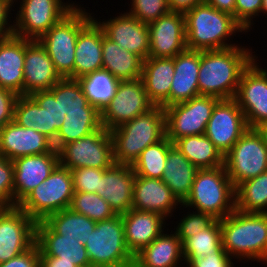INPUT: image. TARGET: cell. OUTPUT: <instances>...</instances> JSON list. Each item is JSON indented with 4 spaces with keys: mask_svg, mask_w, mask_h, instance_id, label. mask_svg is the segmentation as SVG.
Segmentation results:
<instances>
[{
    "mask_svg": "<svg viewBox=\"0 0 267 267\" xmlns=\"http://www.w3.org/2000/svg\"><path fill=\"white\" fill-rule=\"evenodd\" d=\"M252 48L237 46L200 51L199 95L219 99L235 97L243 71L253 61Z\"/></svg>",
    "mask_w": 267,
    "mask_h": 267,
    "instance_id": "cell-1",
    "label": "cell"
},
{
    "mask_svg": "<svg viewBox=\"0 0 267 267\" xmlns=\"http://www.w3.org/2000/svg\"><path fill=\"white\" fill-rule=\"evenodd\" d=\"M222 247L237 261L267 265V213H244L235 209L220 219Z\"/></svg>",
    "mask_w": 267,
    "mask_h": 267,
    "instance_id": "cell-2",
    "label": "cell"
},
{
    "mask_svg": "<svg viewBox=\"0 0 267 267\" xmlns=\"http://www.w3.org/2000/svg\"><path fill=\"white\" fill-rule=\"evenodd\" d=\"M184 16L186 46L190 50L207 51L234 47L237 46L236 43L229 40L236 34H246L232 14L219 11L205 2L197 4Z\"/></svg>",
    "mask_w": 267,
    "mask_h": 267,
    "instance_id": "cell-3",
    "label": "cell"
},
{
    "mask_svg": "<svg viewBox=\"0 0 267 267\" xmlns=\"http://www.w3.org/2000/svg\"><path fill=\"white\" fill-rule=\"evenodd\" d=\"M110 135L114 163L132 166L146 147L166 136L164 108L154 106L148 112L110 130Z\"/></svg>",
    "mask_w": 267,
    "mask_h": 267,
    "instance_id": "cell-4",
    "label": "cell"
},
{
    "mask_svg": "<svg viewBox=\"0 0 267 267\" xmlns=\"http://www.w3.org/2000/svg\"><path fill=\"white\" fill-rule=\"evenodd\" d=\"M182 209L211 214L215 219H223L235 208V187L225 166L199 169L192 184L190 195L182 203Z\"/></svg>",
    "mask_w": 267,
    "mask_h": 267,
    "instance_id": "cell-5",
    "label": "cell"
},
{
    "mask_svg": "<svg viewBox=\"0 0 267 267\" xmlns=\"http://www.w3.org/2000/svg\"><path fill=\"white\" fill-rule=\"evenodd\" d=\"M94 13L77 4L38 41L45 47L62 78L74 79L75 48L79 31Z\"/></svg>",
    "mask_w": 267,
    "mask_h": 267,
    "instance_id": "cell-6",
    "label": "cell"
},
{
    "mask_svg": "<svg viewBox=\"0 0 267 267\" xmlns=\"http://www.w3.org/2000/svg\"><path fill=\"white\" fill-rule=\"evenodd\" d=\"M74 195L71 171L58 164L50 175L35 187L18 206L34 221L70 207Z\"/></svg>",
    "mask_w": 267,
    "mask_h": 267,
    "instance_id": "cell-7",
    "label": "cell"
},
{
    "mask_svg": "<svg viewBox=\"0 0 267 267\" xmlns=\"http://www.w3.org/2000/svg\"><path fill=\"white\" fill-rule=\"evenodd\" d=\"M94 267H133L134 256L128 250L124 238L121 214L96 222V227L85 243Z\"/></svg>",
    "mask_w": 267,
    "mask_h": 267,
    "instance_id": "cell-8",
    "label": "cell"
},
{
    "mask_svg": "<svg viewBox=\"0 0 267 267\" xmlns=\"http://www.w3.org/2000/svg\"><path fill=\"white\" fill-rule=\"evenodd\" d=\"M14 0L19 3L13 21V34L25 39L39 40L53 25L77 4L64 0Z\"/></svg>",
    "mask_w": 267,
    "mask_h": 267,
    "instance_id": "cell-9",
    "label": "cell"
},
{
    "mask_svg": "<svg viewBox=\"0 0 267 267\" xmlns=\"http://www.w3.org/2000/svg\"><path fill=\"white\" fill-rule=\"evenodd\" d=\"M224 166L235 188L266 172L267 146L261 135L255 129L248 128L224 155Z\"/></svg>",
    "mask_w": 267,
    "mask_h": 267,
    "instance_id": "cell-10",
    "label": "cell"
},
{
    "mask_svg": "<svg viewBox=\"0 0 267 267\" xmlns=\"http://www.w3.org/2000/svg\"><path fill=\"white\" fill-rule=\"evenodd\" d=\"M219 100L213 96L199 95L165 107L166 137L174 143L186 136L204 135L212 111Z\"/></svg>",
    "mask_w": 267,
    "mask_h": 267,
    "instance_id": "cell-11",
    "label": "cell"
},
{
    "mask_svg": "<svg viewBox=\"0 0 267 267\" xmlns=\"http://www.w3.org/2000/svg\"><path fill=\"white\" fill-rule=\"evenodd\" d=\"M58 153L59 164L69 170L81 167L107 169L114 163L110 131L103 126L63 145Z\"/></svg>",
    "mask_w": 267,
    "mask_h": 267,
    "instance_id": "cell-12",
    "label": "cell"
},
{
    "mask_svg": "<svg viewBox=\"0 0 267 267\" xmlns=\"http://www.w3.org/2000/svg\"><path fill=\"white\" fill-rule=\"evenodd\" d=\"M154 106L141 78L119 81L115 95L101 111V125L110 131L148 112Z\"/></svg>",
    "mask_w": 267,
    "mask_h": 267,
    "instance_id": "cell-13",
    "label": "cell"
},
{
    "mask_svg": "<svg viewBox=\"0 0 267 267\" xmlns=\"http://www.w3.org/2000/svg\"><path fill=\"white\" fill-rule=\"evenodd\" d=\"M258 61V56L253 54V61L243 71L234 97L248 127L253 129L267 121V68L260 67Z\"/></svg>",
    "mask_w": 267,
    "mask_h": 267,
    "instance_id": "cell-14",
    "label": "cell"
},
{
    "mask_svg": "<svg viewBox=\"0 0 267 267\" xmlns=\"http://www.w3.org/2000/svg\"><path fill=\"white\" fill-rule=\"evenodd\" d=\"M36 224L18 205L0 208V264L36 244Z\"/></svg>",
    "mask_w": 267,
    "mask_h": 267,
    "instance_id": "cell-15",
    "label": "cell"
},
{
    "mask_svg": "<svg viewBox=\"0 0 267 267\" xmlns=\"http://www.w3.org/2000/svg\"><path fill=\"white\" fill-rule=\"evenodd\" d=\"M248 128L237 101L234 98L220 99L212 111L205 135L225 155Z\"/></svg>",
    "mask_w": 267,
    "mask_h": 267,
    "instance_id": "cell-16",
    "label": "cell"
},
{
    "mask_svg": "<svg viewBox=\"0 0 267 267\" xmlns=\"http://www.w3.org/2000/svg\"><path fill=\"white\" fill-rule=\"evenodd\" d=\"M93 18L103 29L107 38L127 51L138 55L143 60L149 57L150 39L148 24L142 23L128 12L121 13L116 17L110 16L108 20Z\"/></svg>",
    "mask_w": 267,
    "mask_h": 267,
    "instance_id": "cell-17",
    "label": "cell"
},
{
    "mask_svg": "<svg viewBox=\"0 0 267 267\" xmlns=\"http://www.w3.org/2000/svg\"><path fill=\"white\" fill-rule=\"evenodd\" d=\"M148 28L149 57L174 58L187 49L184 14L169 11L149 23Z\"/></svg>",
    "mask_w": 267,
    "mask_h": 267,
    "instance_id": "cell-18",
    "label": "cell"
},
{
    "mask_svg": "<svg viewBox=\"0 0 267 267\" xmlns=\"http://www.w3.org/2000/svg\"><path fill=\"white\" fill-rule=\"evenodd\" d=\"M23 95L50 90L62 77L45 47L38 40L25 39Z\"/></svg>",
    "mask_w": 267,
    "mask_h": 267,
    "instance_id": "cell-19",
    "label": "cell"
},
{
    "mask_svg": "<svg viewBox=\"0 0 267 267\" xmlns=\"http://www.w3.org/2000/svg\"><path fill=\"white\" fill-rule=\"evenodd\" d=\"M14 206L42 183L59 164L58 151L14 159Z\"/></svg>",
    "mask_w": 267,
    "mask_h": 267,
    "instance_id": "cell-20",
    "label": "cell"
},
{
    "mask_svg": "<svg viewBox=\"0 0 267 267\" xmlns=\"http://www.w3.org/2000/svg\"><path fill=\"white\" fill-rule=\"evenodd\" d=\"M50 151H57L53 142L34 128H25L11 121L0 129V155L10 161Z\"/></svg>",
    "mask_w": 267,
    "mask_h": 267,
    "instance_id": "cell-21",
    "label": "cell"
},
{
    "mask_svg": "<svg viewBox=\"0 0 267 267\" xmlns=\"http://www.w3.org/2000/svg\"><path fill=\"white\" fill-rule=\"evenodd\" d=\"M181 207L182 203L163 180L135 175L132 209L155 212L168 220Z\"/></svg>",
    "mask_w": 267,
    "mask_h": 267,
    "instance_id": "cell-22",
    "label": "cell"
},
{
    "mask_svg": "<svg viewBox=\"0 0 267 267\" xmlns=\"http://www.w3.org/2000/svg\"><path fill=\"white\" fill-rule=\"evenodd\" d=\"M134 179L131 165L113 163L104 170L97 194L108 202L116 214L126 213L132 209Z\"/></svg>",
    "mask_w": 267,
    "mask_h": 267,
    "instance_id": "cell-23",
    "label": "cell"
},
{
    "mask_svg": "<svg viewBox=\"0 0 267 267\" xmlns=\"http://www.w3.org/2000/svg\"><path fill=\"white\" fill-rule=\"evenodd\" d=\"M121 216L125 243L133 256L149 245L166 228V218L155 212L130 209Z\"/></svg>",
    "mask_w": 267,
    "mask_h": 267,
    "instance_id": "cell-24",
    "label": "cell"
},
{
    "mask_svg": "<svg viewBox=\"0 0 267 267\" xmlns=\"http://www.w3.org/2000/svg\"><path fill=\"white\" fill-rule=\"evenodd\" d=\"M36 244L39 255L59 257V261L73 262L77 267L90 265L85 245L75 238L56 234L44 221L36 224Z\"/></svg>",
    "mask_w": 267,
    "mask_h": 267,
    "instance_id": "cell-25",
    "label": "cell"
},
{
    "mask_svg": "<svg viewBox=\"0 0 267 267\" xmlns=\"http://www.w3.org/2000/svg\"><path fill=\"white\" fill-rule=\"evenodd\" d=\"M103 29L92 18L80 31L76 41L74 79H80L103 69L102 38Z\"/></svg>",
    "mask_w": 267,
    "mask_h": 267,
    "instance_id": "cell-26",
    "label": "cell"
},
{
    "mask_svg": "<svg viewBox=\"0 0 267 267\" xmlns=\"http://www.w3.org/2000/svg\"><path fill=\"white\" fill-rule=\"evenodd\" d=\"M25 38H0V87L23 95Z\"/></svg>",
    "mask_w": 267,
    "mask_h": 267,
    "instance_id": "cell-27",
    "label": "cell"
},
{
    "mask_svg": "<svg viewBox=\"0 0 267 267\" xmlns=\"http://www.w3.org/2000/svg\"><path fill=\"white\" fill-rule=\"evenodd\" d=\"M199 66L200 51L186 49L174 57L175 73L170 89V106L199 96Z\"/></svg>",
    "mask_w": 267,
    "mask_h": 267,
    "instance_id": "cell-28",
    "label": "cell"
},
{
    "mask_svg": "<svg viewBox=\"0 0 267 267\" xmlns=\"http://www.w3.org/2000/svg\"><path fill=\"white\" fill-rule=\"evenodd\" d=\"M174 73V58L148 57L143 60L141 79L149 100L155 106H170V89Z\"/></svg>",
    "mask_w": 267,
    "mask_h": 267,
    "instance_id": "cell-29",
    "label": "cell"
},
{
    "mask_svg": "<svg viewBox=\"0 0 267 267\" xmlns=\"http://www.w3.org/2000/svg\"><path fill=\"white\" fill-rule=\"evenodd\" d=\"M183 263L182 242L175 231L169 234L167 230L134 256L133 267H178Z\"/></svg>",
    "mask_w": 267,
    "mask_h": 267,
    "instance_id": "cell-30",
    "label": "cell"
},
{
    "mask_svg": "<svg viewBox=\"0 0 267 267\" xmlns=\"http://www.w3.org/2000/svg\"><path fill=\"white\" fill-rule=\"evenodd\" d=\"M198 168L173 145L167 155L161 178L177 199L183 203L190 195Z\"/></svg>",
    "mask_w": 267,
    "mask_h": 267,
    "instance_id": "cell-31",
    "label": "cell"
},
{
    "mask_svg": "<svg viewBox=\"0 0 267 267\" xmlns=\"http://www.w3.org/2000/svg\"><path fill=\"white\" fill-rule=\"evenodd\" d=\"M102 62L103 70L119 81L141 78L143 59L119 47L105 35L102 38Z\"/></svg>",
    "mask_w": 267,
    "mask_h": 267,
    "instance_id": "cell-32",
    "label": "cell"
},
{
    "mask_svg": "<svg viewBox=\"0 0 267 267\" xmlns=\"http://www.w3.org/2000/svg\"><path fill=\"white\" fill-rule=\"evenodd\" d=\"M101 126V112L97 108L68 112L53 142L54 148L58 151L63 145L89 135Z\"/></svg>",
    "mask_w": 267,
    "mask_h": 267,
    "instance_id": "cell-33",
    "label": "cell"
},
{
    "mask_svg": "<svg viewBox=\"0 0 267 267\" xmlns=\"http://www.w3.org/2000/svg\"><path fill=\"white\" fill-rule=\"evenodd\" d=\"M174 145L198 169L224 166V155L205 134L179 138Z\"/></svg>",
    "mask_w": 267,
    "mask_h": 267,
    "instance_id": "cell-34",
    "label": "cell"
},
{
    "mask_svg": "<svg viewBox=\"0 0 267 267\" xmlns=\"http://www.w3.org/2000/svg\"><path fill=\"white\" fill-rule=\"evenodd\" d=\"M44 222L58 235L77 239L85 245L96 227V221L70 208L49 215Z\"/></svg>",
    "mask_w": 267,
    "mask_h": 267,
    "instance_id": "cell-35",
    "label": "cell"
},
{
    "mask_svg": "<svg viewBox=\"0 0 267 267\" xmlns=\"http://www.w3.org/2000/svg\"><path fill=\"white\" fill-rule=\"evenodd\" d=\"M13 121L25 128H34L52 142L55 141V128H50L49 111L41 108L30 95L18 97Z\"/></svg>",
    "mask_w": 267,
    "mask_h": 267,
    "instance_id": "cell-36",
    "label": "cell"
},
{
    "mask_svg": "<svg viewBox=\"0 0 267 267\" xmlns=\"http://www.w3.org/2000/svg\"><path fill=\"white\" fill-rule=\"evenodd\" d=\"M235 208L244 213H267V171L235 188Z\"/></svg>",
    "mask_w": 267,
    "mask_h": 267,
    "instance_id": "cell-37",
    "label": "cell"
},
{
    "mask_svg": "<svg viewBox=\"0 0 267 267\" xmlns=\"http://www.w3.org/2000/svg\"><path fill=\"white\" fill-rule=\"evenodd\" d=\"M222 229L216 219L208 228L191 236L182 243L185 261L203 258L206 254L227 253L222 247Z\"/></svg>",
    "mask_w": 267,
    "mask_h": 267,
    "instance_id": "cell-38",
    "label": "cell"
},
{
    "mask_svg": "<svg viewBox=\"0 0 267 267\" xmlns=\"http://www.w3.org/2000/svg\"><path fill=\"white\" fill-rule=\"evenodd\" d=\"M89 103L100 112L115 95L119 80L106 70H99L79 79Z\"/></svg>",
    "mask_w": 267,
    "mask_h": 267,
    "instance_id": "cell-39",
    "label": "cell"
},
{
    "mask_svg": "<svg viewBox=\"0 0 267 267\" xmlns=\"http://www.w3.org/2000/svg\"><path fill=\"white\" fill-rule=\"evenodd\" d=\"M174 145L166 136L146 147L132 167L136 176L161 179L169 149Z\"/></svg>",
    "mask_w": 267,
    "mask_h": 267,
    "instance_id": "cell-40",
    "label": "cell"
},
{
    "mask_svg": "<svg viewBox=\"0 0 267 267\" xmlns=\"http://www.w3.org/2000/svg\"><path fill=\"white\" fill-rule=\"evenodd\" d=\"M50 91L59 98L63 113L83 111V108H96L89 103L78 79L62 78Z\"/></svg>",
    "mask_w": 267,
    "mask_h": 267,
    "instance_id": "cell-41",
    "label": "cell"
},
{
    "mask_svg": "<svg viewBox=\"0 0 267 267\" xmlns=\"http://www.w3.org/2000/svg\"><path fill=\"white\" fill-rule=\"evenodd\" d=\"M69 208L96 222L108 220L117 215L108 202L97 193L74 192Z\"/></svg>",
    "mask_w": 267,
    "mask_h": 267,
    "instance_id": "cell-42",
    "label": "cell"
},
{
    "mask_svg": "<svg viewBox=\"0 0 267 267\" xmlns=\"http://www.w3.org/2000/svg\"><path fill=\"white\" fill-rule=\"evenodd\" d=\"M177 226H174L175 233L183 243L186 239L201 232L203 229L208 228L216 219L208 213L197 212L188 210L187 215L183 214Z\"/></svg>",
    "mask_w": 267,
    "mask_h": 267,
    "instance_id": "cell-43",
    "label": "cell"
},
{
    "mask_svg": "<svg viewBox=\"0 0 267 267\" xmlns=\"http://www.w3.org/2000/svg\"><path fill=\"white\" fill-rule=\"evenodd\" d=\"M127 11L131 16L145 24L157 20L170 11L168 0H131Z\"/></svg>",
    "mask_w": 267,
    "mask_h": 267,
    "instance_id": "cell-44",
    "label": "cell"
},
{
    "mask_svg": "<svg viewBox=\"0 0 267 267\" xmlns=\"http://www.w3.org/2000/svg\"><path fill=\"white\" fill-rule=\"evenodd\" d=\"M41 108L49 111L50 128H55V139L58 131L63 125L66 116L60 107L59 98H55L50 90L37 91L30 95Z\"/></svg>",
    "mask_w": 267,
    "mask_h": 267,
    "instance_id": "cell-45",
    "label": "cell"
},
{
    "mask_svg": "<svg viewBox=\"0 0 267 267\" xmlns=\"http://www.w3.org/2000/svg\"><path fill=\"white\" fill-rule=\"evenodd\" d=\"M105 169L81 167L72 169L74 192L97 193Z\"/></svg>",
    "mask_w": 267,
    "mask_h": 267,
    "instance_id": "cell-46",
    "label": "cell"
},
{
    "mask_svg": "<svg viewBox=\"0 0 267 267\" xmlns=\"http://www.w3.org/2000/svg\"><path fill=\"white\" fill-rule=\"evenodd\" d=\"M14 165L0 155V208L14 206Z\"/></svg>",
    "mask_w": 267,
    "mask_h": 267,
    "instance_id": "cell-47",
    "label": "cell"
},
{
    "mask_svg": "<svg viewBox=\"0 0 267 267\" xmlns=\"http://www.w3.org/2000/svg\"><path fill=\"white\" fill-rule=\"evenodd\" d=\"M262 0H236L234 19L245 29L248 33L252 28L257 16L261 14Z\"/></svg>",
    "mask_w": 267,
    "mask_h": 267,
    "instance_id": "cell-48",
    "label": "cell"
},
{
    "mask_svg": "<svg viewBox=\"0 0 267 267\" xmlns=\"http://www.w3.org/2000/svg\"><path fill=\"white\" fill-rule=\"evenodd\" d=\"M18 97L14 92L0 87V129L13 121L14 108Z\"/></svg>",
    "mask_w": 267,
    "mask_h": 267,
    "instance_id": "cell-49",
    "label": "cell"
},
{
    "mask_svg": "<svg viewBox=\"0 0 267 267\" xmlns=\"http://www.w3.org/2000/svg\"><path fill=\"white\" fill-rule=\"evenodd\" d=\"M235 261L227 253L206 254L203 258H196L194 261H185L190 267H235Z\"/></svg>",
    "mask_w": 267,
    "mask_h": 267,
    "instance_id": "cell-50",
    "label": "cell"
},
{
    "mask_svg": "<svg viewBox=\"0 0 267 267\" xmlns=\"http://www.w3.org/2000/svg\"><path fill=\"white\" fill-rule=\"evenodd\" d=\"M0 267H39V246L35 244L19 256L1 263Z\"/></svg>",
    "mask_w": 267,
    "mask_h": 267,
    "instance_id": "cell-51",
    "label": "cell"
},
{
    "mask_svg": "<svg viewBox=\"0 0 267 267\" xmlns=\"http://www.w3.org/2000/svg\"><path fill=\"white\" fill-rule=\"evenodd\" d=\"M13 4L14 0H0V38L13 34V22L11 21L13 14L11 10L15 11L13 8L15 4Z\"/></svg>",
    "mask_w": 267,
    "mask_h": 267,
    "instance_id": "cell-52",
    "label": "cell"
},
{
    "mask_svg": "<svg viewBox=\"0 0 267 267\" xmlns=\"http://www.w3.org/2000/svg\"><path fill=\"white\" fill-rule=\"evenodd\" d=\"M204 0H168L170 11L185 14Z\"/></svg>",
    "mask_w": 267,
    "mask_h": 267,
    "instance_id": "cell-53",
    "label": "cell"
},
{
    "mask_svg": "<svg viewBox=\"0 0 267 267\" xmlns=\"http://www.w3.org/2000/svg\"><path fill=\"white\" fill-rule=\"evenodd\" d=\"M39 267H77L73 262L59 261V257L39 255Z\"/></svg>",
    "mask_w": 267,
    "mask_h": 267,
    "instance_id": "cell-54",
    "label": "cell"
},
{
    "mask_svg": "<svg viewBox=\"0 0 267 267\" xmlns=\"http://www.w3.org/2000/svg\"><path fill=\"white\" fill-rule=\"evenodd\" d=\"M236 0H204L205 3L218 9L219 11L227 12L234 16Z\"/></svg>",
    "mask_w": 267,
    "mask_h": 267,
    "instance_id": "cell-55",
    "label": "cell"
},
{
    "mask_svg": "<svg viewBox=\"0 0 267 267\" xmlns=\"http://www.w3.org/2000/svg\"><path fill=\"white\" fill-rule=\"evenodd\" d=\"M255 130L261 135L264 144L267 146V121L259 124Z\"/></svg>",
    "mask_w": 267,
    "mask_h": 267,
    "instance_id": "cell-56",
    "label": "cell"
},
{
    "mask_svg": "<svg viewBox=\"0 0 267 267\" xmlns=\"http://www.w3.org/2000/svg\"><path fill=\"white\" fill-rule=\"evenodd\" d=\"M261 13L263 16L267 15V0H262Z\"/></svg>",
    "mask_w": 267,
    "mask_h": 267,
    "instance_id": "cell-57",
    "label": "cell"
},
{
    "mask_svg": "<svg viewBox=\"0 0 267 267\" xmlns=\"http://www.w3.org/2000/svg\"><path fill=\"white\" fill-rule=\"evenodd\" d=\"M184 265H186L185 267H190V265H189V264H185V263H183V266H182V265H180V266H178V267H184Z\"/></svg>",
    "mask_w": 267,
    "mask_h": 267,
    "instance_id": "cell-58",
    "label": "cell"
}]
</instances>
